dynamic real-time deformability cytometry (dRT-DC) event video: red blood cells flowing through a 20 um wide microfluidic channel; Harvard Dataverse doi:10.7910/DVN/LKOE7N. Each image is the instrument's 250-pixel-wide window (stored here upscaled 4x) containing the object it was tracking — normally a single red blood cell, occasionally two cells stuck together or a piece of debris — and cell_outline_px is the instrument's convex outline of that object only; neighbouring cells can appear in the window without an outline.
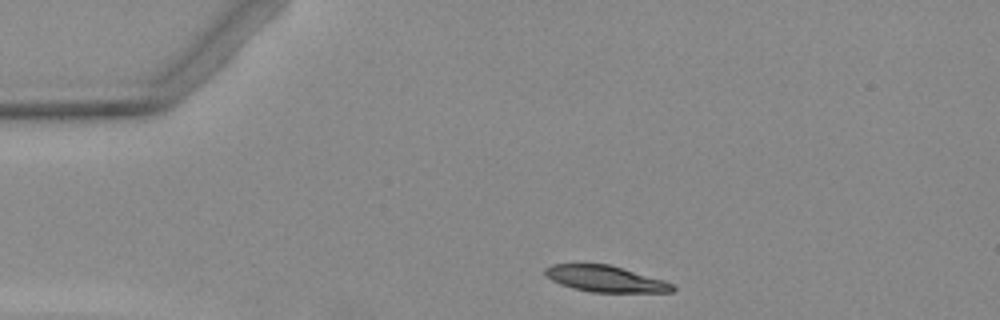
{"species": "Egyptian fruit bat (a non-hibernating species)", "species_latin": "Rousettus aegyptiacus", "temperature_condition": "warm", "stored_images_in_passage": 2, "camera_frame_rate_fps": 3000, "um_per_image_px": 0.085, "animal": {"sex": "female"}, "frame": {"image": 1, "passage_image": 1, "time_ms": 0.0, "image_size_px": [1000, 320], "cell_outline_px": [[676, 288], [672, 292], [592, 292], [572, 288], [560, 284], [544, 276], [544, 268], [552, 264], [608, 264], [664, 280], [672, 284]], "centroid_in_image_um": [51.42, 23.7], "position_along_channel_um": 33.6, "area_um2": 19.42}}